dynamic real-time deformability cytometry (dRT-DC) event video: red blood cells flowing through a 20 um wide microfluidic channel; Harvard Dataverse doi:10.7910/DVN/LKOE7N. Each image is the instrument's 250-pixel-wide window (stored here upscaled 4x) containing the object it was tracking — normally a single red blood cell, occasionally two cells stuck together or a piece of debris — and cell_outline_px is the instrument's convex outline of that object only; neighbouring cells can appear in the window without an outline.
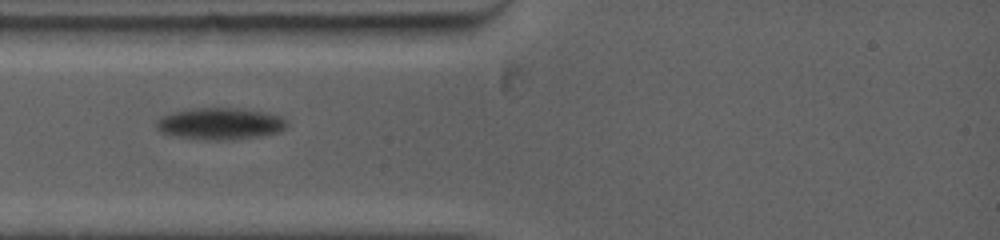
{"species": "common noctule bat (a hibernating species)", "species_latin": "Nyctalus noctula", "temperature_condition": "warm", "stored_images_in_passage": 23, "camera_frame_rate_fps": 5000, "um_per_image_px": 0.085, "animal": {"sex": "female", "body_mass_g": 19.0, "forearm_length_mm": 53.3}, "frame": {"image": 1, "passage_image": 1, "time_ms": 0.0, "image_size_px": [1000, 240], "cell_outline_px": [[288, 124], [280, 132], [260, 136], [220, 140], [204, 140], [172, 136], [160, 132], [156, 128], [156, 120], [160, 116], [172, 112], [196, 108], [240, 108], [280, 116]], "centroid_in_image_um": [18.64, 10.52], "position_along_channel_um": 66.4, "area_um2": 24.1}}
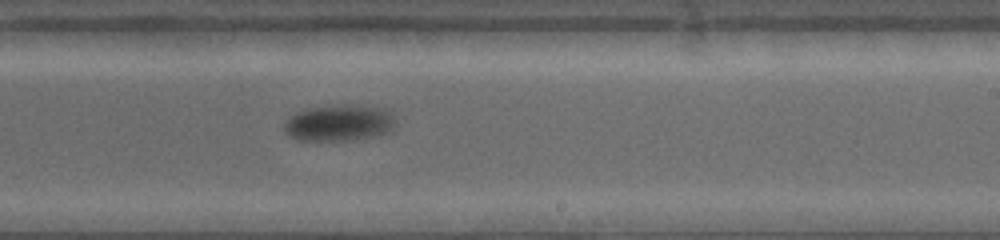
{"frame": {"image": 2, "passage_image": 8, "time_ms": 5.2, "image_size_px": [1000, 240], "cell_outline_px": [[396, 120], [392, 132], [380, 136], [352, 140], [300, 140], [292, 136], [284, 128], [284, 124], [296, 112], [312, 108], [344, 104], [384, 108]], "centroid_in_image_um": [28.92, 10.46], "position_along_channel_um": 260.1, "area_um2": 23.41}}
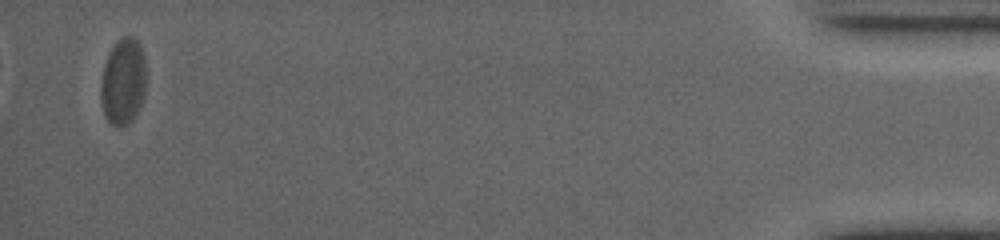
{"frame": {"image": 3, "passage_image": 21, "time_ms": 13.2, "image_size_px": [1000, 240], "cell_outline_px": [[144, 96], [132, 120], [120, 128], [116, 128], [104, 116], [100, 96], [100, 84], [104, 64], [112, 48], [124, 36], [132, 36], [140, 44], [144, 56]], "centroid_in_image_um": [10.44, 6.96], "position_along_channel_um": 424.8, "area_um2": 22.6}}